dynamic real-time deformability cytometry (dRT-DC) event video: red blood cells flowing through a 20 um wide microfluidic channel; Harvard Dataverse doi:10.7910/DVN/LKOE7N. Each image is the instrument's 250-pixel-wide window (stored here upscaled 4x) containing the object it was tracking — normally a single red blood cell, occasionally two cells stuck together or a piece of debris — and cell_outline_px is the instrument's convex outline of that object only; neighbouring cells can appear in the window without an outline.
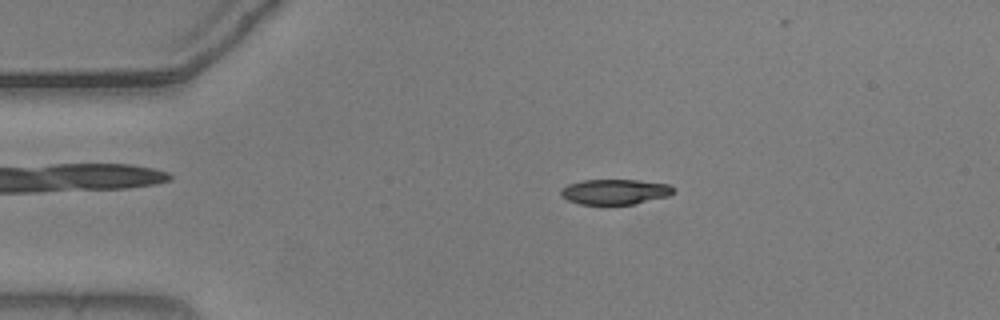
{"species": "common noctule bat (a hibernating species)", "species_latin": "Nyctalus noctula", "temperature_condition": "warm", "stored_images_in_passage": 46, "camera_frame_rate_fps": 3000, "um_per_image_px": 0.085, "animal": {"sex": "male", "body_mass_g": 20.5, "forearm_length_mm": 52.5}, "frame": {"image": 1, "passage_image": 9, "time_ms": 2.667, "image_size_px": [1000, 320], "cell_outline_px": [[676, 192], [668, 196], [632, 204], [580, 204], [568, 200], [560, 196], [560, 192], [568, 184], [584, 180], [640, 180], [668, 184], [676, 188]], "centroid_in_image_um": [52.3, 16.29], "position_along_channel_um": 32.7, "area_um2": 16.53}}
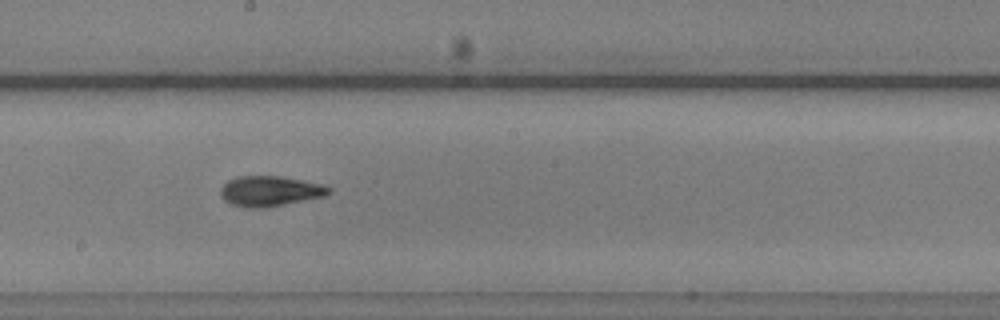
{"frame": {"image": 2, "passage_image": 28, "time_ms": 9.0, "image_size_px": [1000, 320], "cell_outline_px": [[332, 192], [324, 196], [268, 208], [244, 208], [232, 204], [224, 200], [220, 196], [220, 188], [228, 180], [236, 176], [280, 176], [304, 180], [324, 184], [332, 188]], "centroid_in_image_um": [22.96, 16.25], "position_along_channel_um": 225.2, "area_um2": 19.48}}
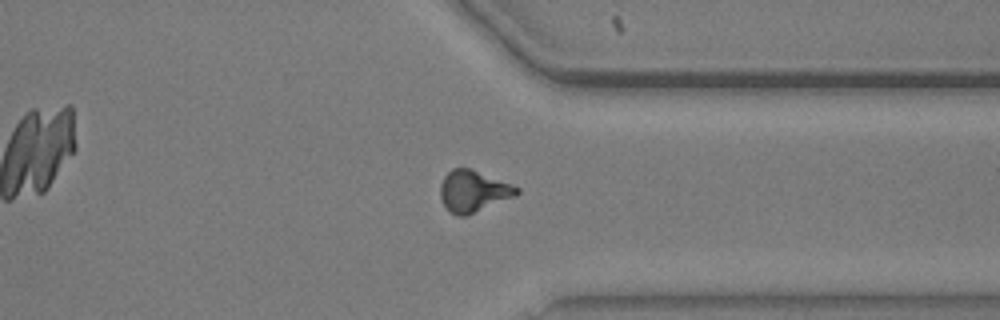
{"frame": {"image": 3, "passage_image": 40, "time_ms": 13.0, "image_size_px": [1000, 320], "cell_outline_px": [[520, 192], [516, 196], [464, 216], [456, 216], [448, 212], [440, 196], [440, 184], [444, 176], [452, 168], [472, 168], [512, 184], [520, 188]], "centroid_in_image_um": [40.23, 16.24], "position_along_channel_um": 371.2, "area_um2": 18.61}}